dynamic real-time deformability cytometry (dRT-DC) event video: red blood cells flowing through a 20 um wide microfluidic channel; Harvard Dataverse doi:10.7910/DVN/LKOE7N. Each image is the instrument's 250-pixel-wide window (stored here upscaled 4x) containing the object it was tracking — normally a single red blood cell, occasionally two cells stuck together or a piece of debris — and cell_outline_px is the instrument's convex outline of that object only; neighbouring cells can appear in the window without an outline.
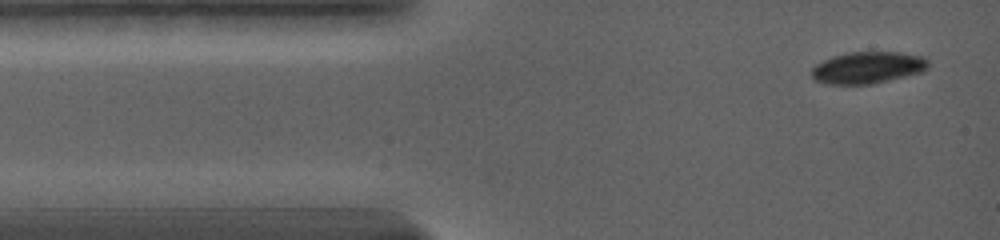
{"species": "common noctule bat (a hibernating species)", "species_latin": "Nyctalus noctula", "temperature_condition": "warm", "stored_images_in_passage": 17, "camera_frame_rate_fps": 5000, "um_per_image_px": 0.085, "animal": {"sex": "female", "body_mass_g": 19.0, "forearm_length_mm": 56.7}, "frame": {"image": 1, "passage_image": 1, "time_ms": 0.0, "image_size_px": [1000, 240], "cell_outline_px": [[928, 68], [924, 72], [872, 84], [828, 84], [816, 80], [812, 76], [812, 68], [816, 64], [832, 56], [848, 52], [900, 52], [924, 56], [928, 60]], "centroid_in_image_um": [73.8, 5.74], "position_along_channel_um": 11.2, "area_um2": 21.73}}
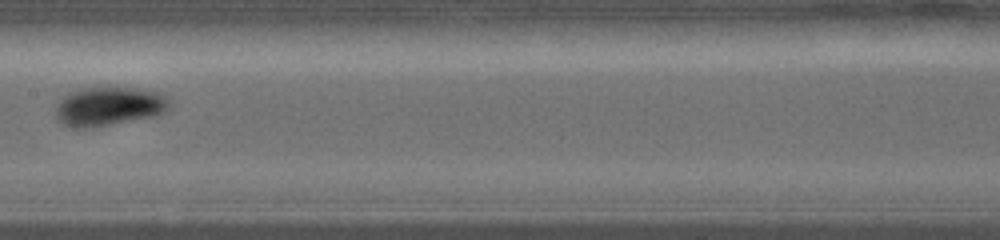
{"frame": {"image": 2, "passage_image": 11, "time_ms": 6.6, "image_size_px": [1000, 240], "cell_outline_px": [[168, 108], [164, 112], [156, 116], [92, 128], [72, 128], [64, 124], [56, 116], [56, 104], [64, 96], [72, 92], [84, 88], [128, 88], [156, 92], [164, 96], [168, 100]], "centroid_in_image_um": [9.22, 9.07], "position_along_channel_um": 198.2, "area_um2": 25.43}}
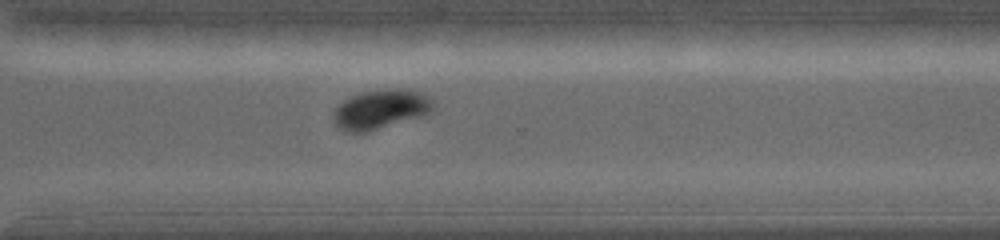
{"frame": {"image": 3, "passage_image": 17, "time_ms": 10.4, "image_size_px": [1000, 240], "cell_outline_px": [[436, 104], [428, 112], [416, 116], [364, 132], [344, 132], [332, 120], [332, 112], [344, 100], [360, 92], [400, 88], [404, 88], [420, 92], [428, 96]], "centroid_in_image_um": [32.29, 9.26], "position_along_channel_um": 338.3, "area_um2": 22.25}}